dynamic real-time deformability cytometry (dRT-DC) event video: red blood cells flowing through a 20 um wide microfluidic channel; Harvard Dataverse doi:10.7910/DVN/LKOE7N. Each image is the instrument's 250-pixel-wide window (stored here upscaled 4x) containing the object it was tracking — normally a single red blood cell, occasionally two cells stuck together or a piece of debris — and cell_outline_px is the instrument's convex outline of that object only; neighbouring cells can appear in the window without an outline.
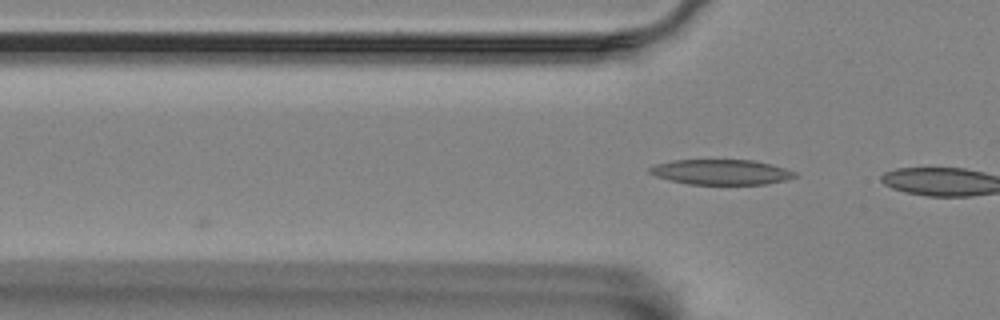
{"species": "Egyptian fruit bat (a non-hibernating species)", "species_latin": "Rousettus aegyptiacus", "temperature_condition": "room temperature", "stored_images_in_passage": 3, "camera_frame_rate_fps": 3000, "um_per_image_px": 0.085, "animal": {"sex": "female"}, "frame": {"image": 1, "passage_image": 3, "time_ms": 2.333, "image_size_px": [1000, 320], "cell_outline_px": [[796, 176], [784, 180], [764, 184], [688, 184], [656, 176], [648, 172], [648, 168], [656, 164], [672, 160], [752, 160], [784, 168], [796, 172]], "centroid_in_image_um": [61.26, 14.62], "position_along_channel_um": 64.5, "area_um2": 20.98}}